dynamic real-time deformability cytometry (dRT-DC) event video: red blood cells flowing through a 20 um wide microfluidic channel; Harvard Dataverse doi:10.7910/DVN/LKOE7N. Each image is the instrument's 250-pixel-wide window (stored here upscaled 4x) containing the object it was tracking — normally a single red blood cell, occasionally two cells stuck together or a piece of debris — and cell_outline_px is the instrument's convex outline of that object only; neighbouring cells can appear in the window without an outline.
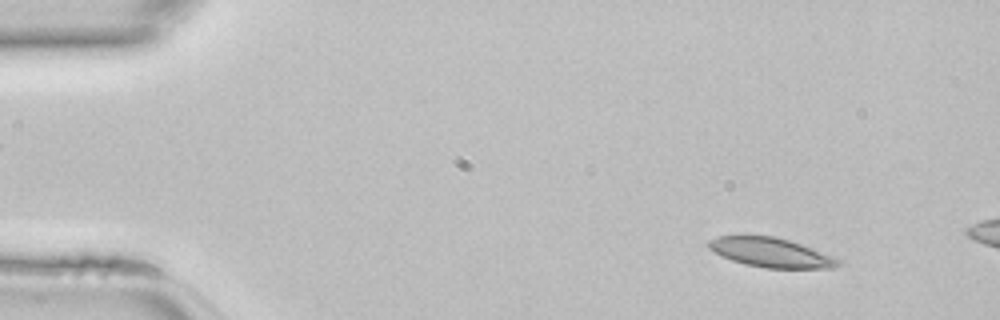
{"species": "common noctule bat (a hibernating species)", "species_latin": "Nyctalus noctula", "temperature_condition": "room temperature", "stored_images_in_passage": 9, "camera_frame_rate_fps": 3000, "um_per_image_px": 0.085, "animal": {"sex": "female", "body_mass_g": 22.7, "forearm_length_mm": 54.2}, "frame": {"image": 1, "passage_image": 4, "time_ms": 1.0, "image_size_px": [1000, 320], "cell_outline_px": [[840, 264], [836, 268], [764, 268], [744, 264], [732, 260], [708, 248], [708, 240], [720, 236], [772, 236], [788, 240], [800, 244], [832, 256], [840, 260]], "centroid_in_image_um": [65.53, 21.48], "position_along_channel_um": 19.5, "area_um2": 21.79}}